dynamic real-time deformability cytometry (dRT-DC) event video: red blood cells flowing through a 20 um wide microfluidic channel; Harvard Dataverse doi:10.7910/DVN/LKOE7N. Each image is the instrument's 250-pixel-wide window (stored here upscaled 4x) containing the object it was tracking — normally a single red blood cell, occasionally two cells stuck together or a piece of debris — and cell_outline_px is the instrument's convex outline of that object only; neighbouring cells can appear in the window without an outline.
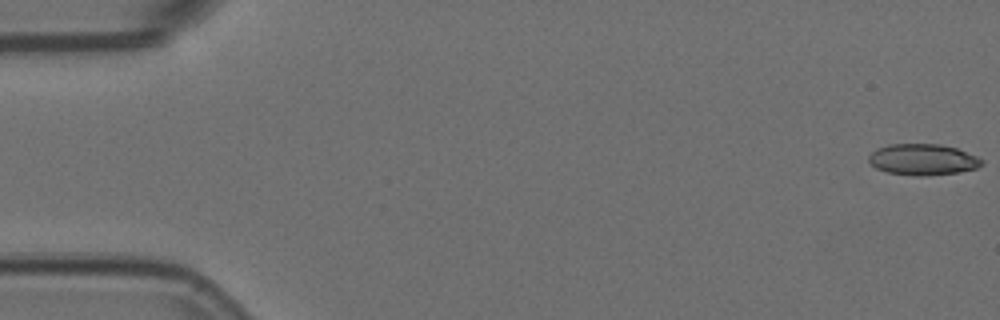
{"species": "Egyptian fruit bat (a non-hibernating species)", "species_latin": "Rousettus aegyptiacus", "temperature_condition": "room temperature", "stored_images_in_passage": 5, "camera_frame_rate_fps": 3000, "um_per_image_px": 0.085, "animal": {"sex": "female"}, "frame": {"image": 1, "passage_image": 1, "time_ms": 0.0, "image_size_px": [1000, 320], "cell_outline_px": [[984, 164], [976, 168], [960, 172], [924, 176], [916, 176], [888, 172], [876, 168], [868, 160], [868, 156], [872, 152], [888, 144], [940, 144], [956, 148], [976, 156], [984, 160]], "centroid_in_image_um": [78.47, 13.56], "position_along_channel_um": 6.5, "area_um2": 20.46}}
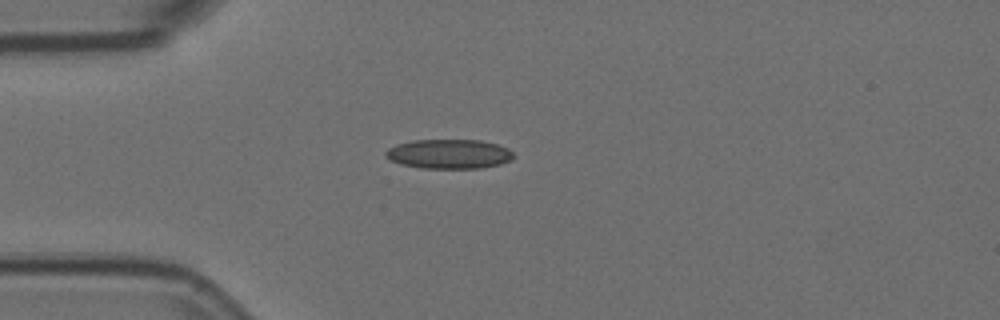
{"frame": {"image": 2, "passage_image": 5, "time_ms": 1.333, "image_size_px": [1000, 320], "cell_outline_px": [[516, 156], [512, 160], [500, 164], [480, 168], [420, 168], [400, 164], [384, 156], [384, 152], [388, 148], [396, 144], [412, 140], [480, 140], [496, 144], [508, 148]], "centroid_in_image_um": [38.16, 13.09], "position_along_channel_um": 46.8, "area_um2": 22.08}}